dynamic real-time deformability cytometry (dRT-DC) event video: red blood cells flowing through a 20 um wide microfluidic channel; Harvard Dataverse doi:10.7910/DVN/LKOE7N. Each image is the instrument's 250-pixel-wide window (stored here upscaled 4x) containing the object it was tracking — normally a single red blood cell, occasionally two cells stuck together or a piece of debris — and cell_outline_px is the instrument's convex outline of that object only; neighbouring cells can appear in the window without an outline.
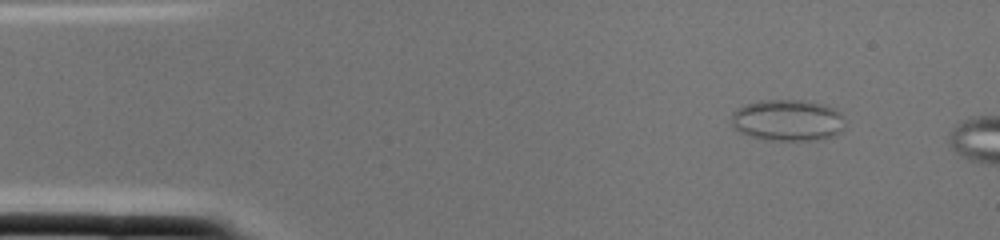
{"species": "common noctule bat (a hibernating species)", "species_latin": "Nyctalus noctula", "temperature_condition": "cold", "stored_images_in_passage": 4, "segment_of_instrument_passage": [1, 2], "camera_frame_rate_fps": 3000, "um_per_image_px": 0.085, "animal": {"sex": "female", "body_mass_g": 22.0, "forearm_length_mm": 56.7}, "frame": {"image": 1, "passage_image": 1, "time_ms": 0.0, "image_size_px": [1000, 240], "cell_outline_px": [[848, 120], [844, 128], [840, 132], [832, 136], [812, 140], [764, 140], [740, 132], [732, 124], [732, 112], [736, 108], [744, 104], [760, 100], [800, 100], [824, 104], [840, 112]], "centroid_in_image_um": [66.98, 10.21], "position_along_channel_um": 18.0, "area_um2": 27.69}}